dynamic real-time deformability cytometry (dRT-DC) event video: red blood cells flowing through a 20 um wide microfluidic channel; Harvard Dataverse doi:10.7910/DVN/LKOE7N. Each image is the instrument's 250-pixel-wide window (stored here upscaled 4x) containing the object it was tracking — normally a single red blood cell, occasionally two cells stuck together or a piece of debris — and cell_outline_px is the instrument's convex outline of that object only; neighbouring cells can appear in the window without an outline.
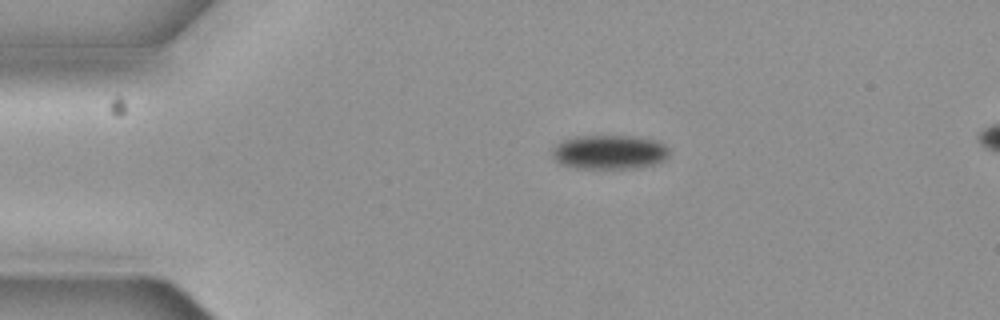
{"species": "common noctule bat (a hibernating species)", "species_latin": "Nyctalus noctula", "temperature_condition": "cold", "stored_images_in_passage": 5, "camera_frame_rate_fps": 3000, "um_per_image_px": 0.085, "animal": {"sex": "female", "body_mass_g": 19.3, "forearm_length_mm": 54.1}, "frame": {"image": 1, "passage_image": 1, "time_ms": 0.0, "image_size_px": [1000, 320], "cell_outline_px": [[668, 160], [660, 164], [636, 168], [576, 168], [560, 164], [552, 156], [552, 152], [556, 144], [564, 140], [580, 136], [632, 136], [652, 140], [664, 144], [668, 148]], "centroid_in_image_um": [51.84, 12.95], "position_along_channel_um": 33.2, "area_um2": 23.41}}